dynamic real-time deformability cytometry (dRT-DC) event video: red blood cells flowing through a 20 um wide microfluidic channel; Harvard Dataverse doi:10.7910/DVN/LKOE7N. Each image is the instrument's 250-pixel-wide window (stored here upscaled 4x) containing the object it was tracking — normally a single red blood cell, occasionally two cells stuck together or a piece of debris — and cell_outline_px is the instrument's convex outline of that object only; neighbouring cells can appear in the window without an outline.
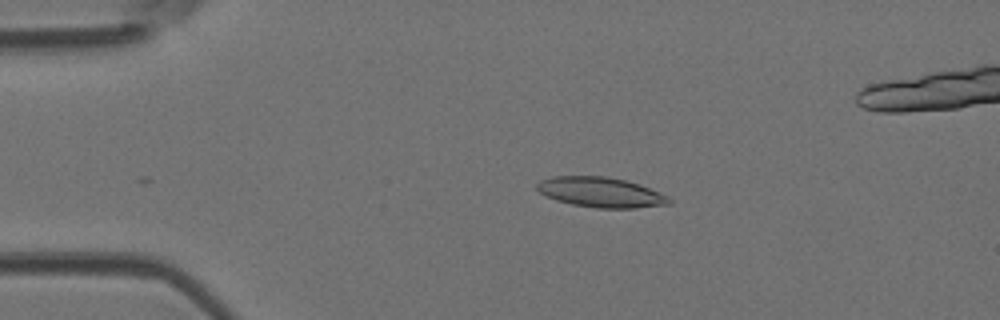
{"species": "Egyptian fruit bat (a non-hibernating species)", "species_latin": "Rousettus aegyptiacus", "temperature_condition": "room temperature", "stored_images_in_passage": 5, "camera_frame_rate_fps": 3000, "um_per_image_px": 0.085, "animal": {"sex": "female"}, "frame": {"image": 1, "passage_image": 3, "time_ms": 0.667, "image_size_px": [1000, 320], "cell_outline_px": [[672, 204], [636, 208], [596, 208], [572, 204], [556, 200], [540, 192], [536, 188], [536, 184], [540, 180], [552, 176], [604, 176], [624, 180], [640, 184], [660, 192], [668, 196], [672, 200]], "centroid_in_image_um": [51.09, 16.34], "position_along_channel_um": 33.9, "area_um2": 23.24}}